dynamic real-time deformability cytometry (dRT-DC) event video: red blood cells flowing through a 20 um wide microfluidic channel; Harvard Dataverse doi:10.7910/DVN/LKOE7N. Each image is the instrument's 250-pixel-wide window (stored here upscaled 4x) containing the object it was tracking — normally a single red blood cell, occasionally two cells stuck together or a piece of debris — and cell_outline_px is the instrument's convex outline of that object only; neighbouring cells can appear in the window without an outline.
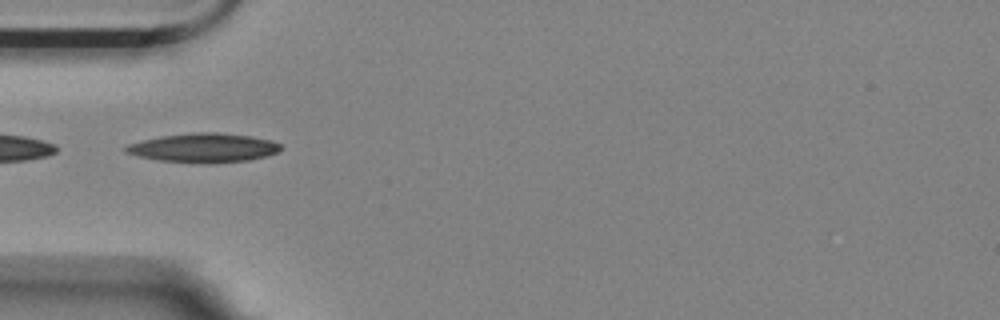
{"species": "Egyptian fruit bat (a non-hibernating species)", "species_latin": "Rousettus aegyptiacus", "temperature_condition": "room temperature", "stored_images_in_passage": 52, "camera_frame_rate_fps": 3000, "um_per_image_px": 0.085, "animal": {"sex": "female"}, "frame": {"image": 1, "passage_image": 13, "time_ms": 4.0, "image_size_px": [1000, 320], "cell_outline_px": [[280, 148], [276, 152], [268, 156], [248, 160], [208, 164], [160, 160], [140, 156], [124, 152], [124, 148], [128, 144], [160, 136], [192, 132], [220, 132], [252, 136], [272, 140], [280, 144]], "centroid_in_image_um": [17.33, 12.56], "position_along_channel_um": 67.7, "area_um2": 26.3}}
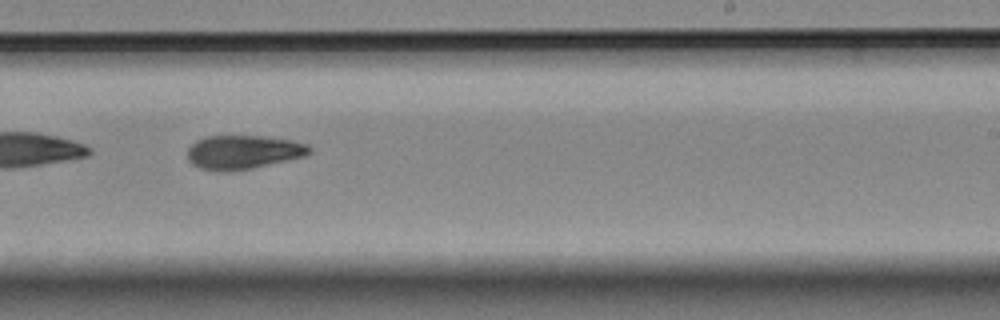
{"frame": {"image": 2, "passage_image": 30, "time_ms": 9.667, "image_size_px": [1000, 320], "cell_outline_px": [[312, 152], [304, 156], [252, 168], [228, 172], [224, 172], [200, 168], [192, 164], [188, 160], [188, 148], [196, 140], [208, 136], [260, 136], [292, 140], [308, 144], [312, 148]], "centroid_in_image_um": [20.67, 12.93], "position_along_channel_um": 268.3, "area_um2": 24.04}}
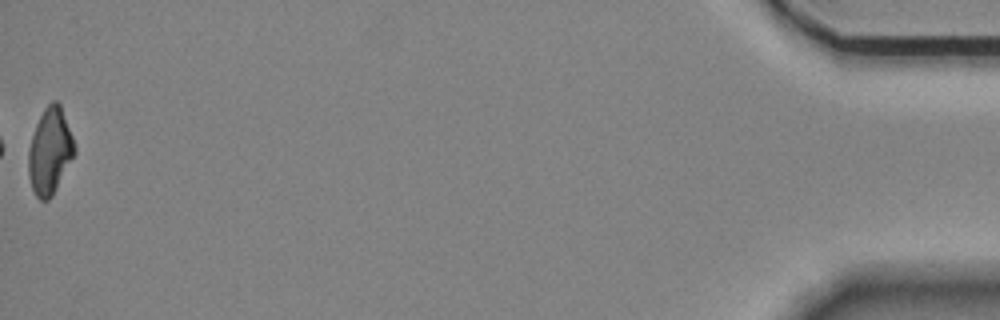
{"frame": {"image": 3, "passage_image": 52, "time_ms": 17.0, "image_size_px": [1000, 320], "cell_outline_px": [[76, 152], [52, 196], [48, 200], [40, 200], [36, 196], [32, 188], [28, 176], [28, 148], [36, 124], [44, 108], [52, 100], [56, 100], [60, 104], [72, 136], [76, 148]], "centroid_in_image_um": [4.23, 12.85], "position_along_channel_um": 431.0, "area_um2": 23.06}, "authors_computed_cell_mechanics": {"area_um2": 24.0737, "velocity_mm_per_s": 3.5327, "shape_relaxation_time_tau1_ms": 6.9595, "shape_relaxation_time_tau2_ms": null, "deformation_change_tau1": 0.2068, "deformation_change_tau2": null}}